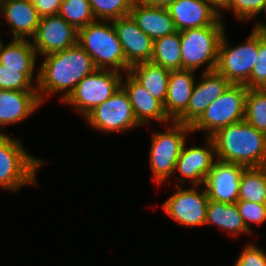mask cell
<instances>
[{
    "label": "cell",
    "mask_w": 266,
    "mask_h": 266,
    "mask_svg": "<svg viewBox=\"0 0 266 266\" xmlns=\"http://www.w3.org/2000/svg\"><path fill=\"white\" fill-rule=\"evenodd\" d=\"M38 69L37 93L42 105L46 95L52 97L62 93L64 102L74 91L76 85L91 74L96 67L90 55L77 43L63 51L44 56Z\"/></svg>",
    "instance_id": "1"
},
{
    "label": "cell",
    "mask_w": 266,
    "mask_h": 266,
    "mask_svg": "<svg viewBox=\"0 0 266 266\" xmlns=\"http://www.w3.org/2000/svg\"><path fill=\"white\" fill-rule=\"evenodd\" d=\"M210 138L216 159L246 168L266 166V134L245 120L218 130Z\"/></svg>",
    "instance_id": "2"
},
{
    "label": "cell",
    "mask_w": 266,
    "mask_h": 266,
    "mask_svg": "<svg viewBox=\"0 0 266 266\" xmlns=\"http://www.w3.org/2000/svg\"><path fill=\"white\" fill-rule=\"evenodd\" d=\"M78 44L90 55L96 69L125 71V75L129 72L130 67L112 21L96 20L81 28Z\"/></svg>",
    "instance_id": "3"
},
{
    "label": "cell",
    "mask_w": 266,
    "mask_h": 266,
    "mask_svg": "<svg viewBox=\"0 0 266 266\" xmlns=\"http://www.w3.org/2000/svg\"><path fill=\"white\" fill-rule=\"evenodd\" d=\"M224 27L220 17L211 26L181 31L182 69L196 71L206 65L203 72L215 71Z\"/></svg>",
    "instance_id": "4"
},
{
    "label": "cell",
    "mask_w": 266,
    "mask_h": 266,
    "mask_svg": "<svg viewBox=\"0 0 266 266\" xmlns=\"http://www.w3.org/2000/svg\"><path fill=\"white\" fill-rule=\"evenodd\" d=\"M21 140L11 137L0 148V188L19 191L28 184H37L36 174L44 160L28 153Z\"/></svg>",
    "instance_id": "5"
},
{
    "label": "cell",
    "mask_w": 266,
    "mask_h": 266,
    "mask_svg": "<svg viewBox=\"0 0 266 266\" xmlns=\"http://www.w3.org/2000/svg\"><path fill=\"white\" fill-rule=\"evenodd\" d=\"M248 87L243 84H231L227 90L211 102L201 117L191 126L192 132L206 131L211 137L218 130L244 120Z\"/></svg>",
    "instance_id": "6"
},
{
    "label": "cell",
    "mask_w": 266,
    "mask_h": 266,
    "mask_svg": "<svg viewBox=\"0 0 266 266\" xmlns=\"http://www.w3.org/2000/svg\"><path fill=\"white\" fill-rule=\"evenodd\" d=\"M164 132L152 135L150 147V168L157 185H161L175 172L176 162L186 143L191 126L171 121Z\"/></svg>",
    "instance_id": "7"
},
{
    "label": "cell",
    "mask_w": 266,
    "mask_h": 266,
    "mask_svg": "<svg viewBox=\"0 0 266 266\" xmlns=\"http://www.w3.org/2000/svg\"><path fill=\"white\" fill-rule=\"evenodd\" d=\"M226 31L219 49L215 71L231 84H243L249 88V78L253 66L258 63V29L254 26L246 42L229 46Z\"/></svg>",
    "instance_id": "8"
},
{
    "label": "cell",
    "mask_w": 266,
    "mask_h": 266,
    "mask_svg": "<svg viewBox=\"0 0 266 266\" xmlns=\"http://www.w3.org/2000/svg\"><path fill=\"white\" fill-rule=\"evenodd\" d=\"M122 76L114 70L96 69L76 85L63 103L73 105L74 111L85 117L121 87Z\"/></svg>",
    "instance_id": "9"
},
{
    "label": "cell",
    "mask_w": 266,
    "mask_h": 266,
    "mask_svg": "<svg viewBox=\"0 0 266 266\" xmlns=\"http://www.w3.org/2000/svg\"><path fill=\"white\" fill-rule=\"evenodd\" d=\"M85 119L92 128L105 133L132 131L141 127L125 90L120 87L109 99L96 106ZM132 129V130H131Z\"/></svg>",
    "instance_id": "10"
},
{
    "label": "cell",
    "mask_w": 266,
    "mask_h": 266,
    "mask_svg": "<svg viewBox=\"0 0 266 266\" xmlns=\"http://www.w3.org/2000/svg\"><path fill=\"white\" fill-rule=\"evenodd\" d=\"M185 188L176 185V192L163 203L167 216L187 227L204 226L209 198L205 187L199 190L198 185ZM199 191V192H198Z\"/></svg>",
    "instance_id": "11"
},
{
    "label": "cell",
    "mask_w": 266,
    "mask_h": 266,
    "mask_svg": "<svg viewBox=\"0 0 266 266\" xmlns=\"http://www.w3.org/2000/svg\"><path fill=\"white\" fill-rule=\"evenodd\" d=\"M39 55L63 51L78 43V31L58 15L41 17L37 31L31 40Z\"/></svg>",
    "instance_id": "12"
},
{
    "label": "cell",
    "mask_w": 266,
    "mask_h": 266,
    "mask_svg": "<svg viewBox=\"0 0 266 266\" xmlns=\"http://www.w3.org/2000/svg\"><path fill=\"white\" fill-rule=\"evenodd\" d=\"M205 138V145H207L203 147H187V143L184 144L174 170L181 175L176 177L177 186L186 183V180L192 185H204L205 179L216 160L214 142L209 137Z\"/></svg>",
    "instance_id": "13"
},
{
    "label": "cell",
    "mask_w": 266,
    "mask_h": 266,
    "mask_svg": "<svg viewBox=\"0 0 266 266\" xmlns=\"http://www.w3.org/2000/svg\"><path fill=\"white\" fill-rule=\"evenodd\" d=\"M240 164L216 159L204 186L209 200L221 203H236L239 200V183L243 170Z\"/></svg>",
    "instance_id": "14"
},
{
    "label": "cell",
    "mask_w": 266,
    "mask_h": 266,
    "mask_svg": "<svg viewBox=\"0 0 266 266\" xmlns=\"http://www.w3.org/2000/svg\"><path fill=\"white\" fill-rule=\"evenodd\" d=\"M112 23L122 45L127 65L131 67L141 62H150L154 41L140 30L132 16L120 17Z\"/></svg>",
    "instance_id": "15"
},
{
    "label": "cell",
    "mask_w": 266,
    "mask_h": 266,
    "mask_svg": "<svg viewBox=\"0 0 266 266\" xmlns=\"http://www.w3.org/2000/svg\"><path fill=\"white\" fill-rule=\"evenodd\" d=\"M126 74L125 81L122 76L121 87L128 95L138 123L141 126L145 124L149 125L151 120H155L169 124L171 120L166 115L163 104L150 95L149 92L129 72Z\"/></svg>",
    "instance_id": "16"
},
{
    "label": "cell",
    "mask_w": 266,
    "mask_h": 266,
    "mask_svg": "<svg viewBox=\"0 0 266 266\" xmlns=\"http://www.w3.org/2000/svg\"><path fill=\"white\" fill-rule=\"evenodd\" d=\"M0 11L12 29L13 39L34 37L41 17L33 0H1Z\"/></svg>",
    "instance_id": "17"
},
{
    "label": "cell",
    "mask_w": 266,
    "mask_h": 266,
    "mask_svg": "<svg viewBox=\"0 0 266 266\" xmlns=\"http://www.w3.org/2000/svg\"><path fill=\"white\" fill-rule=\"evenodd\" d=\"M177 31L213 25L220 15L205 0H176L167 7Z\"/></svg>",
    "instance_id": "18"
},
{
    "label": "cell",
    "mask_w": 266,
    "mask_h": 266,
    "mask_svg": "<svg viewBox=\"0 0 266 266\" xmlns=\"http://www.w3.org/2000/svg\"><path fill=\"white\" fill-rule=\"evenodd\" d=\"M42 106L37 91L0 89V127L27 119Z\"/></svg>",
    "instance_id": "19"
},
{
    "label": "cell",
    "mask_w": 266,
    "mask_h": 266,
    "mask_svg": "<svg viewBox=\"0 0 266 266\" xmlns=\"http://www.w3.org/2000/svg\"><path fill=\"white\" fill-rule=\"evenodd\" d=\"M130 15L142 32L153 41L177 32L166 7L146 5L135 0Z\"/></svg>",
    "instance_id": "20"
},
{
    "label": "cell",
    "mask_w": 266,
    "mask_h": 266,
    "mask_svg": "<svg viewBox=\"0 0 266 266\" xmlns=\"http://www.w3.org/2000/svg\"><path fill=\"white\" fill-rule=\"evenodd\" d=\"M196 71L178 69L170 72L164 111L175 121L187 108L196 83Z\"/></svg>",
    "instance_id": "21"
},
{
    "label": "cell",
    "mask_w": 266,
    "mask_h": 266,
    "mask_svg": "<svg viewBox=\"0 0 266 266\" xmlns=\"http://www.w3.org/2000/svg\"><path fill=\"white\" fill-rule=\"evenodd\" d=\"M37 54L31 39H13L0 47V64L6 69H21V73H35Z\"/></svg>",
    "instance_id": "22"
},
{
    "label": "cell",
    "mask_w": 266,
    "mask_h": 266,
    "mask_svg": "<svg viewBox=\"0 0 266 266\" xmlns=\"http://www.w3.org/2000/svg\"><path fill=\"white\" fill-rule=\"evenodd\" d=\"M169 70L152 62H141L130 67L129 73L163 105L166 101Z\"/></svg>",
    "instance_id": "23"
},
{
    "label": "cell",
    "mask_w": 266,
    "mask_h": 266,
    "mask_svg": "<svg viewBox=\"0 0 266 266\" xmlns=\"http://www.w3.org/2000/svg\"><path fill=\"white\" fill-rule=\"evenodd\" d=\"M205 225H216L227 231L233 237L238 234H249L236 203H221L209 200L206 212Z\"/></svg>",
    "instance_id": "24"
},
{
    "label": "cell",
    "mask_w": 266,
    "mask_h": 266,
    "mask_svg": "<svg viewBox=\"0 0 266 266\" xmlns=\"http://www.w3.org/2000/svg\"><path fill=\"white\" fill-rule=\"evenodd\" d=\"M150 62L169 71L182 69L180 31L154 40Z\"/></svg>",
    "instance_id": "25"
},
{
    "label": "cell",
    "mask_w": 266,
    "mask_h": 266,
    "mask_svg": "<svg viewBox=\"0 0 266 266\" xmlns=\"http://www.w3.org/2000/svg\"><path fill=\"white\" fill-rule=\"evenodd\" d=\"M239 200L266 204V166L243 170L239 183Z\"/></svg>",
    "instance_id": "26"
},
{
    "label": "cell",
    "mask_w": 266,
    "mask_h": 266,
    "mask_svg": "<svg viewBox=\"0 0 266 266\" xmlns=\"http://www.w3.org/2000/svg\"><path fill=\"white\" fill-rule=\"evenodd\" d=\"M244 120L266 134V88H248Z\"/></svg>",
    "instance_id": "27"
},
{
    "label": "cell",
    "mask_w": 266,
    "mask_h": 266,
    "mask_svg": "<svg viewBox=\"0 0 266 266\" xmlns=\"http://www.w3.org/2000/svg\"><path fill=\"white\" fill-rule=\"evenodd\" d=\"M59 15L77 31L96 21L89 0H62Z\"/></svg>",
    "instance_id": "28"
},
{
    "label": "cell",
    "mask_w": 266,
    "mask_h": 266,
    "mask_svg": "<svg viewBox=\"0 0 266 266\" xmlns=\"http://www.w3.org/2000/svg\"><path fill=\"white\" fill-rule=\"evenodd\" d=\"M135 0H89L96 20L113 21L130 15Z\"/></svg>",
    "instance_id": "29"
},
{
    "label": "cell",
    "mask_w": 266,
    "mask_h": 266,
    "mask_svg": "<svg viewBox=\"0 0 266 266\" xmlns=\"http://www.w3.org/2000/svg\"><path fill=\"white\" fill-rule=\"evenodd\" d=\"M35 86L33 85L34 77ZM38 74L21 73V69H6L0 64V89L17 91H37ZM34 86V87H33Z\"/></svg>",
    "instance_id": "30"
},
{
    "label": "cell",
    "mask_w": 266,
    "mask_h": 266,
    "mask_svg": "<svg viewBox=\"0 0 266 266\" xmlns=\"http://www.w3.org/2000/svg\"><path fill=\"white\" fill-rule=\"evenodd\" d=\"M205 111V96L202 89V80L195 83L192 95L186 110L175 120V122L192 126Z\"/></svg>",
    "instance_id": "31"
},
{
    "label": "cell",
    "mask_w": 266,
    "mask_h": 266,
    "mask_svg": "<svg viewBox=\"0 0 266 266\" xmlns=\"http://www.w3.org/2000/svg\"><path fill=\"white\" fill-rule=\"evenodd\" d=\"M201 79L205 96V109L210 106L211 102L216 101L231 85L226 78L216 71L203 72Z\"/></svg>",
    "instance_id": "32"
},
{
    "label": "cell",
    "mask_w": 266,
    "mask_h": 266,
    "mask_svg": "<svg viewBox=\"0 0 266 266\" xmlns=\"http://www.w3.org/2000/svg\"><path fill=\"white\" fill-rule=\"evenodd\" d=\"M257 61L251 71L249 88H266V33L259 30Z\"/></svg>",
    "instance_id": "33"
},
{
    "label": "cell",
    "mask_w": 266,
    "mask_h": 266,
    "mask_svg": "<svg viewBox=\"0 0 266 266\" xmlns=\"http://www.w3.org/2000/svg\"><path fill=\"white\" fill-rule=\"evenodd\" d=\"M229 10L239 21H248L261 12L266 13V0H231L225 11Z\"/></svg>",
    "instance_id": "34"
},
{
    "label": "cell",
    "mask_w": 266,
    "mask_h": 266,
    "mask_svg": "<svg viewBox=\"0 0 266 266\" xmlns=\"http://www.w3.org/2000/svg\"><path fill=\"white\" fill-rule=\"evenodd\" d=\"M236 205L246 229L251 234L253 233L250 225L251 223L260 225L266 221V204L238 200Z\"/></svg>",
    "instance_id": "35"
},
{
    "label": "cell",
    "mask_w": 266,
    "mask_h": 266,
    "mask_svg": "<svg viewBox=\"0 0 266 266\" xmlns=\"http://www.w3.org/2000/svg\"><path fill=\"white\" fill-rule=\"evenodd\" d=\"M234 266H266V252L250 242L245 245Z\"/></svg>",
    "instance_id": "36"
},
{
    "label": "cell",
    "mask_w": 266,
    "mask_h": 266,
    "mask_svg": "<svg viewBox=\"0 0 266 266\" xmlns=\"http://www.w3.org/2000/svg\"><path fill=\"white\" fill-rule=\"evenodd\" d=\"M40 17L58 15L62 0H33Z\"/></svg>",
    "instance_id": "37"
},
{
    "label": "cell",
    "mask_w": 266,
    "mask_h": 266,
    "mask_svg": "<svg viewBox=\"0 0 266 266\" xmlns=\"http://www.w3.org/2000/svg\"><path fill=\"white\" fill-rule=\"evenodd\" d=\"M219 15L229 7L231 0H205ZM223 11V12H222Z\"/></svg>",
    "instance_id": "38"
},
{
    "label": "cell",
    "mask_w": 266,
    "mask_h": 266,
    "mask_svg": "<svg viewBox=\"0 0 266 266\" xmlns=\"http://www.w3.org/2000/svg\"><path fill=\"white\" fill-rule=\"evenodd\" d=\"M139 2L151 5V6H158V7H168L172 2L176 0H138Z\"/></svg>",
    "instance_id": "39"
},
{
    "label": "cell",
    "mask_w": 266,
    "mask_h": 266,
    "mask_svg": "<svg viewBox=\"0 0 266 266\" xmlns=\"http://www.w3.org/2000/svg\"><path fill=\"white\" fill-rule=\"evenodd\" d=\"M6 133L7 132L5 131L4 128L2 131L0 129V148L11 138L9 133L8 134Z\"/></svg>",
    "instance_id": "40"
},
{
    "label": "cell",
    "mask_w": 266,
    "mask_h": 266,
    "mask_svg": "<svg viewBox=\"0 0 266 266\" xmlns=\"http://www.w3.org/2000/svg\"><path fill=\"white\" fill-rule=\"evenodd\" d=\"M265 15H266V13H265ZM255 27L259 31L266 33V24L265 23L258 22V23L255 24Z\"/></svg>",
    "instance_id": "41"
},
{
    "label": "cell",
    "mask_w": 266,
    "mask_h": 266,
    "mask_svg": "<svg viewBox=\"0 0 266 266\" xmlns=\"http://www.w3.org/2000/svg\"><path fill=\"white\" fill-rule=\"evenodd\" d=\"M1 39H2V38H0V47H1L2 43H3Z\"/></svg>",
    "instance_id": "42"
}]
</instances>
